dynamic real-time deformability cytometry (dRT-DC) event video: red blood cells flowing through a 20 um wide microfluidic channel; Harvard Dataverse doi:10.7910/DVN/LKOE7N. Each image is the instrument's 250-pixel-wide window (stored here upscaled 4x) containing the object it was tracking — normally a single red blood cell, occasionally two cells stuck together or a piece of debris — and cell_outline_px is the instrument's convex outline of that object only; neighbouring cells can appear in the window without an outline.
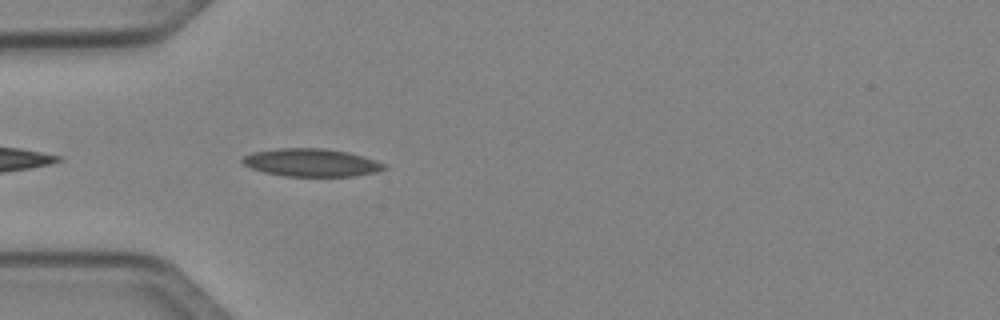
{"species": "Egyptian fruit bat (a non-hibernating species)", "species_latin": "Rousettus aegyptiacus", "temperature_condition": "cold", "stored_images_in_passage": 6, "camera_frame_rate_fps": 3000, "um_per_image_px": 0.085, "animal": {"sex": "female"}, "frame": {"image": 1, "passage_image": 2, "time_ms": 0.333, "image_size_px": [1000, 320], "cell_outline_px": [[388, 168], [376, 172], [352, 176], [284, 176], [264, 172], [252, 168], [244, 164], [240, 160], [244, 156], [252, 152], [280, 148], [324, 148], [348, 152], [376, 160], [384, 164]], "centroid_in_image_um": [26.46, 13.82], "position_along_channel_um": 58.5, "area_um2": 22.95}}